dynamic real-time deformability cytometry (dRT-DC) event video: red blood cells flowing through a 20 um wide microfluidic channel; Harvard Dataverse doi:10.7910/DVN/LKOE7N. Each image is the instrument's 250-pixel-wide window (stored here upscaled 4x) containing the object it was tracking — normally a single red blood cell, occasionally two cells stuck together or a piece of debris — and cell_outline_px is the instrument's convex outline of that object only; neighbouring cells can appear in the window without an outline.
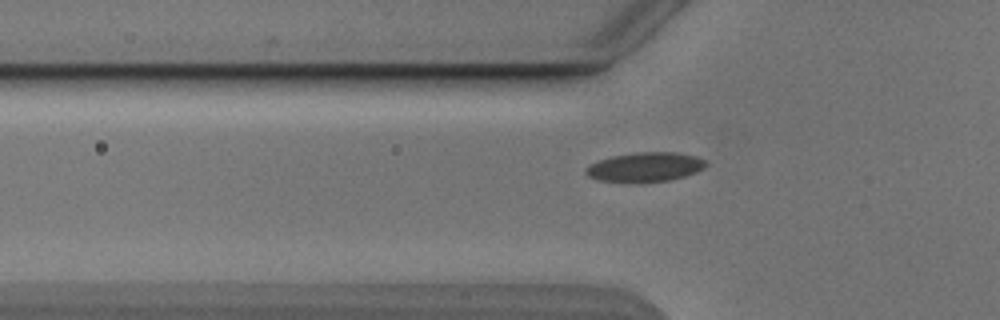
{"species": "Egyptian fruit bat (a non-hibernating species)", "species_latin": "Rousettus aegyptiacus", "temperature_condition": "cold", "stored_images_in_passage": 28, "camera_frame_rate_fps": 3000, "um_per_image_px": 0.085, "animal": {"sex": "male"}, "frame": {"image": 1, "passage_image": 4, "time_ms": 1.0, "image_size_px": [1000, 320], "cell_outline_px": [[708, 164], [704, 168], [696, 172], [684, 176], [668, 180], [600, 180], [588, 176], [584, 172], [584, 168], [588, 164], [612, 156], [636, 152], [676, 152], [696, 156], [704, 160]], "centroid_in_image_um": [54.84, 14.15], "position_along_channel_um": 71.0, "area_um2": 19.94}}
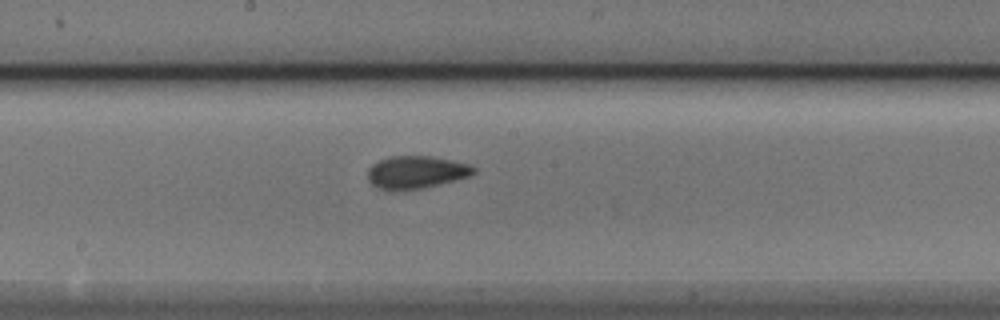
{"frame": {"image": 2, "passage_image": 15, "time_ms": 4.667, "image_size_px": [1000, 320], "cell_outline_px": [[476, 172], [468, 176], [440, 184], [420, 188], [376, 188], [368, 180], [368, 168], [372, 164], [380, 160], [392, 156], [428, 156], [452, 160], [468, 164], [476, 168]], "centroid_in_image_um": [35.38, 14.61], "position_along_channel_um": 212.8, "area_um2": 19.59}}
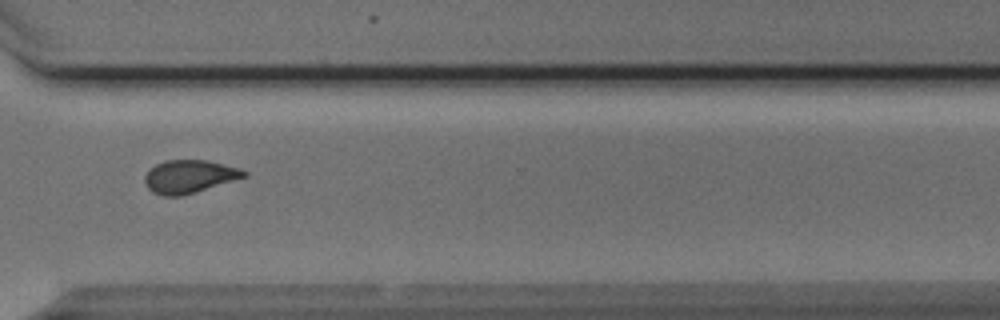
{"frame": {"image": 3, "passage_image": 26, "time_ms": 8.333, "image_size_px": [1000, 320], "cell_outline_px": [[248, 176], [196, 192], [180, 196], [164, 196], [152, 192], [148, 188], [144, 180], [144, 176], [156, 164], [164, 160], [204, 160], [240, 168], [248, 172]], "centroid_in_image_um": [16.1, 15.01], "position_along_channel_um": 354.5, "area_um2": 19.02}, "authors_computed_cell_mechanics": {"area_um2": 19.652, "velocity_mm_per_s": 3.8641, "shape_relaxation_time_tau1_ms": 3.0381, "shape_relaxation_time_tau2_ms": 1.5386, "deformation_change_tau1": 0.1048, "deformation_change_tau2": 0.0596}}